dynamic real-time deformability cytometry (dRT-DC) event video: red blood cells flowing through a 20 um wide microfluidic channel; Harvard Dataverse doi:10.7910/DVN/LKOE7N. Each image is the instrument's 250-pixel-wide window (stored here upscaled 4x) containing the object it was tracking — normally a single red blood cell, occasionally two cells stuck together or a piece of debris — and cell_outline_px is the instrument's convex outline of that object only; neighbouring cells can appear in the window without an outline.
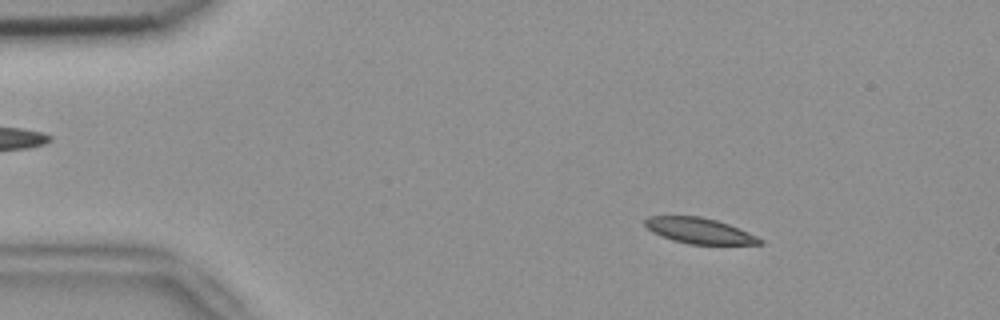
{"species": "common noctule bat (a hibernating species)", "species_latin": "Nyctalus noctula", "temperature_condition": "room temperature", "stored_images_in_passage": 51, "camera_frame_rate_fps": 3000, "um_per_image_px": 0.085, "animal": {"sex": "female", "body_mass_g": 18.4}, "frame": {"image": 1, "passage_image": 6, "time_ms": 1.667, "image_size_px": [1000, 320], "cell_outline_px": [[764, 244], [688, 244], [672, 240], [660, 236], [652, 232], [644, 224], [644, 220], [648, 216], [700, 216], [716, 220], [728, 224], [748, 232], [764, 240]], "centroid_in_image_um": [59.42, 19.61], "position_along_channel_um": 25.6, "area_um2": 17.17}}
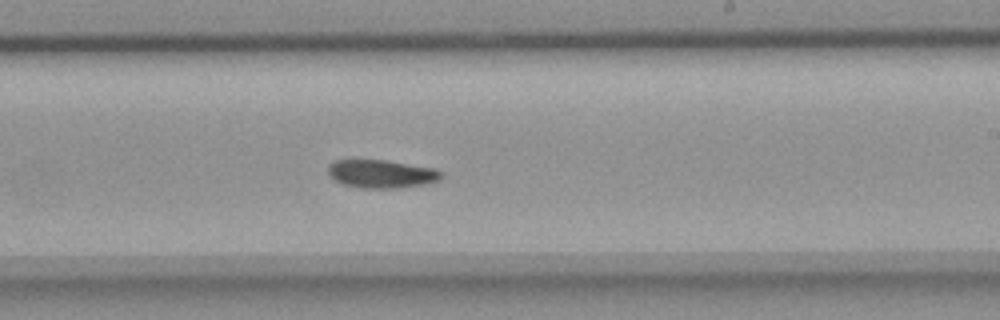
{"frame": {"image": 2, "passage_image": 30, "time_ms": 9.667, "image_size_px": [1000, 320], "cell_outline_px": [[444, 176], [440, 180], [424, 184], [396, 188], [360, 188], [340, 184], [328, 172], [328, 164], [332, 160], [388, 160], [432, 168], [444, 172]], "centroid_in_image_um": [32.42, 14.77], "position_along_channel_um": 256.6, "area_um2": 18.73}}
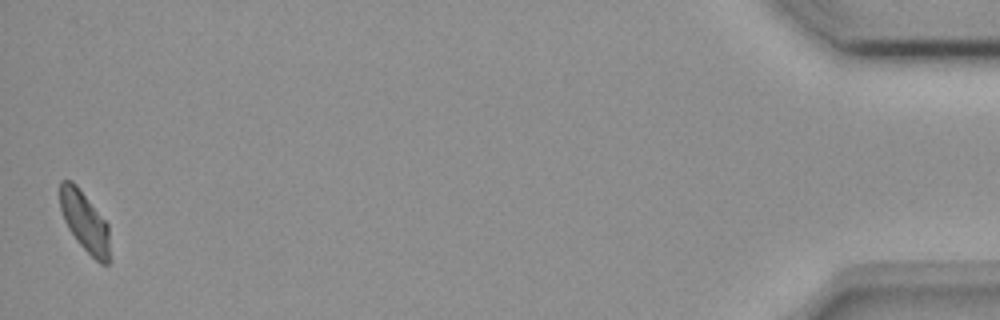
{"frame": {"image": 3, "passage_image": 51, "time_ms": 16.667, "image_size_px": [1000, 320], "cell_outline_px": [[112, 260], [108, 264], [100, 264], [76, 240], [68, 228], [64, 220], [60, 208], [60, 180], [72, 180], [76, 184], [108, 224]], "centroid_in_image_um": [7.24, 18.88], "position_along_channel_um": 428.0, "area_um2": 17.69}, "authors_computed_cell_mechanics": {"area_um2": 18.6694, "velocity_mm_per_s": 3.7559, "shape_relaxation_time_tau1_ms": 7.5736, "shape_relaxation_time_tau2_ms": 10.4085, "deformation_change_tau1": 0.1487, "deformation_change_tau2": 0.1535}}